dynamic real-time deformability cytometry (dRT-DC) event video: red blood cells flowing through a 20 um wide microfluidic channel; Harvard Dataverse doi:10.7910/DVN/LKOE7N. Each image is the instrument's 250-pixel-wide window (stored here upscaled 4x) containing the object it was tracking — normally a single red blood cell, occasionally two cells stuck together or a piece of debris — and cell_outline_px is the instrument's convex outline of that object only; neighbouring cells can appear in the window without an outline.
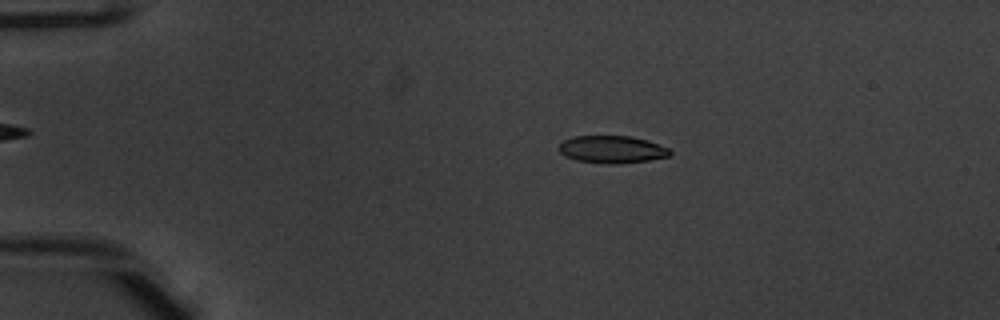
{"species": "common noctule bat (a hibernating species)", "species_latin": "Nyctalus noctula", "temperature_condition": "warm", "stored_images_in_passage": 52, "camera_frame_rate_fps": 3000, "um_per_image_px": 0.085, "animal": {"sex": "male", "body_mass_g": 20.1, "forearm_length_mm": 53.5}, "frame": {"image": 1, "passage_image": 11, "time_ms": 3.333, "image_size_px": [1000, 320], "cell_outline_px": [[672, 152], [668, 156], [648, 160], [616, 164], [608, 164], [576, 160], [564, 156], [556, 148], [564, 140], [576, 136], [628, 136], [648, 140], [668, 148]], "centroid_in_image_um": [51.99, 12.7], "position_along_channel_um": 33.0, "area_um2": 17.69}}
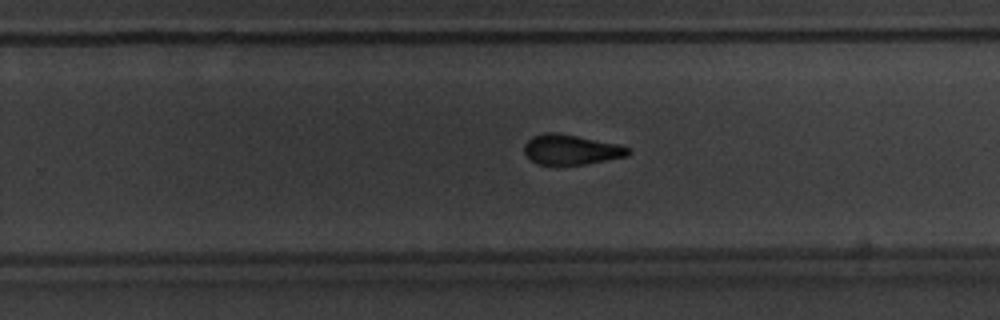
{"frame": {"image": 2, "passage_image": 34, "time_ms": 11.0, "image_size_px": [1000, 320], "cell_outline_px": [[632, 152], [628, 156], [588, 164], [540, 164], [532, 160], [524, 152], [524, 144], [532, 136], [544, 132], [556, 132], [620, 144], [628, 148]], "centroid_in_image_um": [48.57, 12.7], "position_along_channel_um": 281.2, "area_um2": 18.21}}
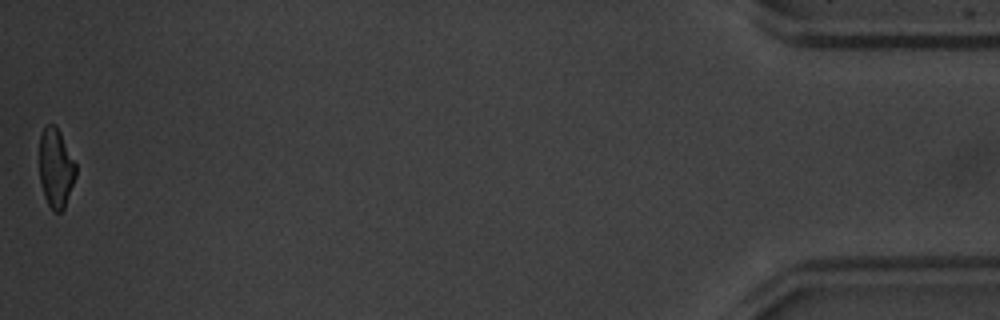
{"frame": {"image": 3, "passage_image": 52, "time_ms": 17.0, "image_size_px": [1000, 320], "cell_outline_px": [[76, 176], [64, 208], [60, 212], [52, 212], [44, 196], [40, 180], [40, 136], [44, 128], [48, 124], [52, 124], [60, 132], [76, 164]], "centroid_in_image_um": [4.75, 14.32], "position_along_channel_um": 430.5, "area_um2": 16.65}, "authors_computed_cell_mechanics": {"area_um2": 18.3226, "velocity_mm_per_s": 3.9531, "shape_relaxation_time_tau1_ms": 2.8992, "shape_relaxation_time_tau2_ms": 2.0741, "deformation_change_tau1": 0.1398, "deformation_change_tau2": 0.0795}}